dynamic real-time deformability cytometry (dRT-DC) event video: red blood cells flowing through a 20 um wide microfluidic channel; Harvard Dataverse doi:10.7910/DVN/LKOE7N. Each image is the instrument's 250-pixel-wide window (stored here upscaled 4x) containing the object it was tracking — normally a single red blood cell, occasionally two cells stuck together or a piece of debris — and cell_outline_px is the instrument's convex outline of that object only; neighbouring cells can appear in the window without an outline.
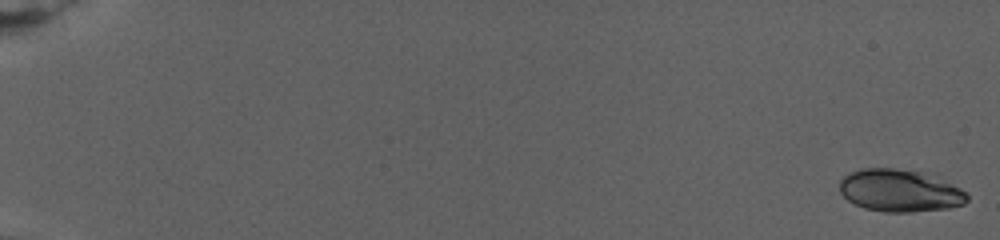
{"species": "human", "species_latin": "Homo sapiens", "temperature_condition": "warm", "stored_images_in_passage": 58, "camera_frame_rate_fps": 3000, "um_per_image_px": 0.085, "donor": {"sex": "female"}, "frame": {"image": 1, "passage_image": 1, "time_ms": 0.0, "image_size_px": [1000, 240], "cell_outline_px": [[968, 200], [964, 204], [948, 208], [912, 212], [884, 212], [864, 208], [848, 200], [840, 192], [840, 180], [844, 176], [860, 168], [896, 168], [920, 172], [952, 184], [960, 188], [968, 196]], "centroid_in_image_um": [76.46, 16.21], "position_along_channel_um": 8.5, "area_um2": 31.21}}
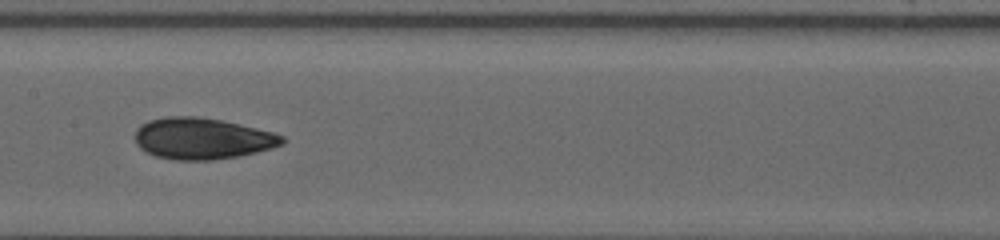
{"frame": {"image": 2, "passage_image": 29, "time_ms": 14.333, "image_size_px": [1000, 240], "cell_outline_px": [[284, 144], [272, 148], [256, 152], [236, 156], [212, 160], [176, 160], [156, 156], [140, 148], [136, 144], [136, 128], [140, 124], [148, 120], [168, 116], [196, 116], [220, 120], [256, 128], [272, 132], [284, 136]], "centroid_in_image_um": [17.17, 11.77], "position_along_channel_um": 190.2, "area_um2": 35.32}}
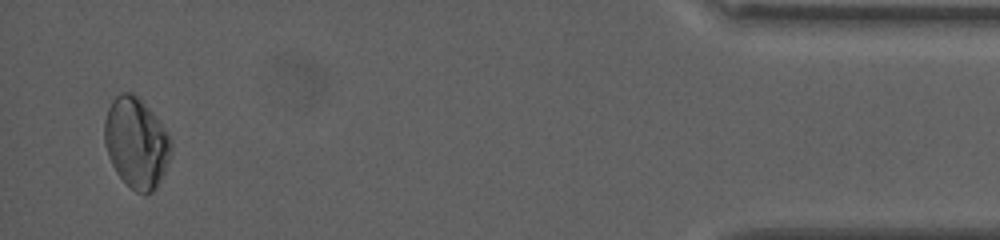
{"frame": {"image": 3, "passage_image": 56, "time_ms": 25.333, "image_size_px": [1000, 240], "cell_outline_px": [[172, 152], [164, 172], [156, 188], [152, 192], [144, 196], [136, 192], [116, 172], [108, 156], [104, 144], [104, 120], [108, 108], [112, 100], [120, 92], [132, 92], [140, 96], [164, 128], [168, 136], [172, 148]], "centroid_in_image_um": [11.57, 12.12], "position_along_channel_um": 423.6, "area_um2": 35.2}, "authors_computed_cell_mechanics": {"area_um2": 32.8304, "velocity_mm_per_s": 2.7208, "shape_relaxation_time_tau1_ms": null, "shape_relaxation_time_tau2_ms": 2.0353, "deformation_change_tau1": null, "deformation_change_tau2": 0.0315}}